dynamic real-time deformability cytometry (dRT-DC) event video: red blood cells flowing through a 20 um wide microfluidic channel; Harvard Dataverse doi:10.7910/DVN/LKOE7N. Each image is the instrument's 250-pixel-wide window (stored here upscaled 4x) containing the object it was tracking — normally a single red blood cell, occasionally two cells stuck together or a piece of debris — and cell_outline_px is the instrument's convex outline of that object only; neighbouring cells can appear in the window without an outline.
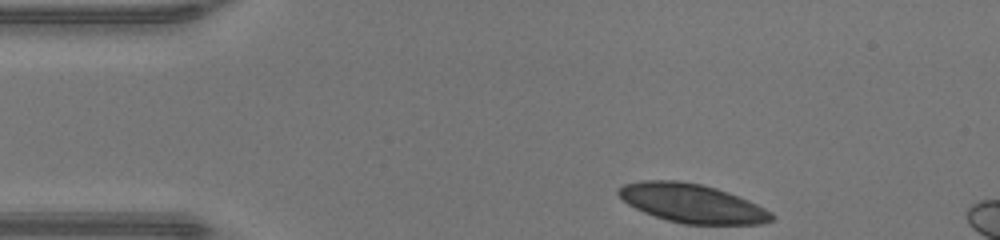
{"species": "human", "species_latin": "Homo sapiens", "temperature_condition": "warm", "stored_images_in_passage": 43, "segment_of_instrument_passage": [1, 2], "camera_frame_rate_fps": 3000, "um_per_image_px": 0.085, "donor": {"sex": "male"}, "frame": {"image": 1, "passage_image": 1, "time_ms": 0.0, "image_size_px": [1000, 240], "cell_outline_px": [[776, 216], [772, 220], [764, 224], [684, 224], [668, 220], [644, 212], [628, 204], [616, 192], [624, 184], [644, 180], [680, 180], [700, 184], [716, 188], [728, 192], [748, 200], [772, 212]], "centroid_in_image_um": [58.85, 17.28], "position_along_channel_um": 26.1, "area_um2": 34.45}}
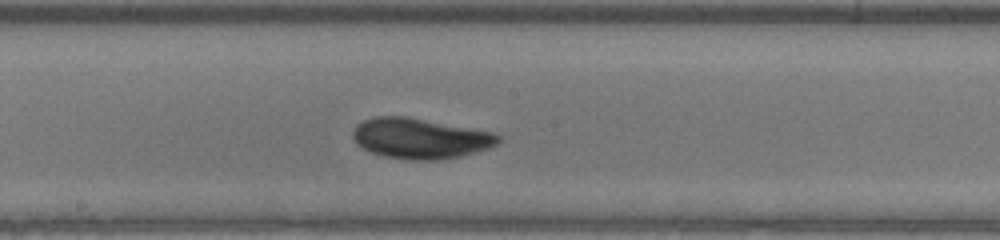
{"frame": {"image": 2, "passage_image": 19, "time_ms": 6.0, "image_size_px": [1000, 240], "cell_outline_px": [[504, 140], [488, 148], [476, 152], [444, 160], [412, 160], [384, 156], [372, 152], [356, 144], [352, 136], [352, 132], [356, 124], [364, 120], [376, 116], [408, 116], [496, 132]], "centroid_in_image_um": [35.75, 11.75], "position_along_channel_um": 212.4, "area_um2": 34.68}}
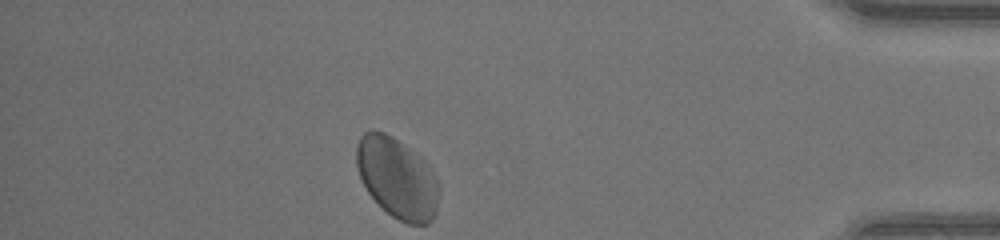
{"frame": {"image": 3, "passage_image": 36, "time_ms": 11.667, "image_size_px": [1000, 240], "cell_outline_px": [[440, 188], [436, 212], [432, 220], [428, 224], [408, 224], [392, 216], [368, 192], [360, 176], [356, 164], [356, 148], [360, 136], [364, 132], [372, 128], [384, 132], [392, 136], [404, 144], [424, 160], [436, 180]], "centroid_in_image_um": [33.75, 15.11], "position_along_channel_um": 401.4, "area_um2": 38.49}}